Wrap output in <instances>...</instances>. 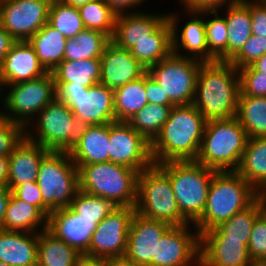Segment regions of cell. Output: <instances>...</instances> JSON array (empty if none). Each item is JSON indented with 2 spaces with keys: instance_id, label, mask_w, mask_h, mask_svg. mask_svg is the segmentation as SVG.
Instances as JSON below:
<instances>
[{
  "instance_id": "obj_54",
  "label": "cell",
  "mask_w": 266,
  "mask_h": 266,
  "mask_svg": "<svg viewBox=\"0 0 266 266\" xmlns=\"http://www.w3.org/2000/svg\"><path fill=\"white\" fill-rule=\"evenodd\" d=\"M77 266H109V259L91 258L82 255Z\"/></svg>"
},
{
  "instance_id": "obj_35",
  "label": "cell",
  "mask_w": 266,
  "mask_h": 266,
  "mask_svg": "<svg viewBox=\"0 0 266 266\" xmlns=\"http://www.w3.org/2000/svg\"><path fill=\"white\" fill-rule=\"evenodd\" d=\"M146 104L145 74L114 90L116 121L128 122Z\"/></svg>"
},
{
  "instance_id": "obj_16",
  "label": "cell",
  "mask_w": 266,
  "mask_h": 266,
  "mask_svg": "<svg viewBox=\"0 0 266 266\" xmlns=\"http://www.w3.org/2000/svg\"><path fill=\"white\" fill-rule=\"evenodd\" d=\"M190 227V224L171 226L163 234L157 243L153 266H200V234Z\"/></svg>"
},
{
  "instance_id": "obj_32",
  "label": "cell",
  "mask_w": 266,
  "mask_h": 266,
  "mask_svg": "<svg viewBox=\"0 0 266 266\" xmlns=\"http://www.w3.org/2000/svg\"><path fill=\"white\" fill-rule=\"evenodd\" d=\"M236 172L256 191L266 181V137L248 138Z\"/></svg>"
},
{
  "instance_id": "obj_60",
  "label": "cell",
  "mask_w": 266,
  "mask_h": 266,
  "mask_svg": "<svg viewBox=\"0 0 266 266\" xmlns=\"http://www.w3.org/2000/svg\"><path fill=\"white\" fill-rule=\"evenodd\" d=\"M260 211L266 217V202L260 201Z\"/></svg>"
},
{
  "instance_id": "obj_5",
  "label": "cell",
  "mask_w": 266,
  "mask_h": 266,
  "mask_svg": "<svg viewBox=\"0 0 266 266\" xmlns=\"http://www.w3.org/2000/svg\"><path fill=\"white\" fill-rule=\"evenodd\" d=\"M36 116L34 118L37 119H33L25 127V137L49 151L70 152L90 126L75 117L71 109L56 97ZM33 122H37L34 123L37 137L28 128L30 125L35 127L32 126Z\"/></svg>"
},
{
  "instance_id": "obj_36",
  "label": "cell",
  "mask_w": 266,
  "mask_h": 266,
  "mask_svg": "<svg viewBox=\"0 0 266 266\" xmlns=\"http://www.w3.org/2000/svg\"><path fill=\"white\" fill-rule=\"evenodd\" d=\"M260 213V201L256 199L244 210L200 236H227V239L243 240V244L248 246L253 223Z\"/></svg>"
},
{
  "instance_id": "obj_8",
  "label": "cell",
  "mask_w": 266,
  "mask_h": 266,
  "mask_svg": "<svg viewBox=\"0 0 266 266\" xmlns=\"http://www.w3.org/2000/svg\"><path fill=\"white\" fill-rule=\"evenodd\" d=\"M136 213L171 226L190 224L180 213L170 178L156 165L138 175Z\"/></svg>"
},
{
  "instance_id": "obj_33",
  "label": "cell",
  "mask_w": 266,
  "mask_h": 266,
  "mask_svg": "<svg viewBox=\"0 0 266 266\" xmlns=\"http://www.w3.org/2000/svg\"><path fill=\"white\" fill-rule=\"evenodd\" d=\"M55 84L93 86L100 81V59L63 60L52 72Z\"/></svg>"
},
{
  "instance_id": "obj_42",
  "label": "cell",
  "mask_w": 266,
  "mask_h": 266,
  "mask_svg": "<svg viewBox=\"0 0 266 266\" xmlns=\"http://www.w3.org/2000/svg\"><path fill=\"white\" fill-rule=\"evenodd\" d=\"M218 10H209L212 19L205 21L206 43L209 54L217 61H227V25Z\"/></svg>"
},
{
  "instance_id": "obj_38",
  "label": "cell",
  "mask_w": 266,
  "mask_h": 266,
  "mask_svg": "<svg viewBox=\"0 0 266 266\" xmlns=\"http://www.w3.org/2000/svg\"><path fill=\"white\" fill-rule=\"evenodd\" d=\"M172 107L148 103L128 123L149 143H152L168 120Z\"/></svg>"
},
{
  "instance_id": "obj_9",
  "label": "cell",
  "mask_w": 266,
  "mask_h": 266,
  "mask_svg": "<svg viewBox=\"0 0 266 266\" xmlns=\"http://www.w3.org/2000/svg\"><path fill=\"white\" fill-rule=\"evenodd\" d=\"M36 182L51 211L65 209L79 190V169L69 152L50 151L40 163Z\"/></svg>"
},
{
  "instance_id": "obj_12",
  "label": "cell",
  "mask_w": 266,
  "mask_h": 266,
  "mask_svg": "<svg viewBox=\"0 0 266 266\" xmlns=\"http://www.w3.org/2000/svg\"><path fill=\"white\" fill-rule=\"evenodd\" d=\"M201 63L198 60L171 53L167 58L147 69L148 74L160 85L175 105L193 104L196 82Z\"/></svg>"
},
{
  "instance_id": "obj_53",
  "label": "cell",
  "mask_w": 266,
  "mask_h": 266,
  "mask_svg": "<svg viewBox=\"0 0 266 266\" xmlns=\"http://www.w3.org/2000/svg\"><path fill=\"white\" fill-rule=\"evenodd\" d=\"M12 191L8 187H0V229L4 222L5 212L7 210V204L11 197Z\"/></svg>"
},
{
  "instance_id": "obj_4",
  "label": "cell",
  "mask_w": 266,
  "mask_h": 266,
  "mask_svg": "<svg viewBox=\"0 0 266 266\" xmlns=\"http://www.w3.org/2000/svg\"><path fill=\"white\" fill-rule=\"evenodd\" d=\"M248 141L236 116L206 121L196 162L215 171H236Z\"/></svg>"
},
{
  "instance_id": "obj_25",
  "label": "cell",
  "mask_w": 266,
  "mask_h": 266,
  "mask_svg": "<svg viewBox=\"0 0 266 266\" xmlns=\"http://www.w3.org/2000/svg\"><path fill=\"white\" fill-rule=\"evenodd\" d=\"M38 233L0 229V261L11 266H37Z\"/></svg>"
},
{
  "instance_id": "obj_48",
  "label": "cell",
  "mask_w": 266,
  "mask_h": 266,
  "mask_svg": "<svg viewBox=\"0 0 266 266\" xmlns=\"http://www.w3.org/2000/svg\"><path fill=\"white\" fill-rule=\"evenodd\" d=\"M252 35L266 37V2L250 1Z\"/></svg>"
},
{
  "instance_id": "obj_44",
  "label": "cell",
  "mask_w": 266,
  "mask_h": 266,
  "mask_svg": "<svg viewBox=\"0 0 266 266\" xmlns=\"http://www.w3.org/2000/svg\"><path fill=\"white\" fill-rule=\"evenodd\" d=\"M248 253L252 263H266V217L262 213L253 223Z\"/></svg>"
},
{
  "instance_id": "obj_3",
  "label": "cell",
  "mask_w": 266,
  "mask_h": 266,
  "mask_svg": "<svg viewBox=\"0 0 266 266\" xmlns=\"http://www.w3.org/2000/svg\"><path fill=\"white\" fill-rule=\"evenodd\" d=\"M256 199L257 191L236 171H216L209 186L205 209L193 224L194 229L201 235L244 210Z\"/></svg>"
},
{
  "instance_id": "obj_51",
  "label": "cell",
  "mask_w": 266,
  "mask_h": 266,
  "mask_svg": "<svg viewBox=\"0 0 266 266\" xmlns=\"http://www.w3.org/2000/svg\"><path fill=\"white\" fill-rule=\"evenodd\" d=\"M108 5L111 11L117 15L127 14L132 9L134 13L140 12L135 11L134 8L140 6L145 0H103ZM136 6V7H135ZM129 9V10H128Z\"/></svg>"
},
{
  "instance_id": "obj_49",
  "label": "cell",
  "mask_w": 266,
  "mask_h": 266,
  "mask_svg": "<svg viewBox=\"0 0 266 266\" xmlns=\"http://www.w3.org/2000/svg\"><path fill=\"white\" fill-rule=\"evenodd\" d=\"M163 88L148 74L145 73V91L148 103L164 106H175L168 96H165Z\"/></svg>"
},
{
  "instance_id": "obj_61",
  "label": "cell",
  "mask_w": 266,
  "mask_h": 266,
  "mask_svg": "<svg viewBox=\"0 0 266 266\" xmlns=\"http://www.w3.org/2000/svg\"><path fill=\"white\" fill-rule=\"evenodd\" d=\"M5 86V83L3 82L2 78L0 77V95L2 94L4 89L3 87ZM2 90V91H1ZM1 97V96H0ZM1 110V109H0ZM3 111H0V116L2 115Z\"/></svg>"
},
{
  "instance_id": "obj_19",
  "label": "cell",
  "mask_w": 266,
  "mask_h": 266,
  "mask_svg": "<svg viewBox=\"0 0 266 266\" xmlns=\"http://www.w3.org/2000/svg\"><path fill=\"white\" fill-rule=\"evenodd\" d=\"M101 77L99 83L116 88L143 76L147 69L136 60L130 50L118 47L110 41L100 57Z\"/></svg>"
},
{
  "instance_id": "obj_55",
  "label": "cell",
  "mask_w": 266,
  "mask_h": 266,
  "mask_svg": "<svg viewBox=\"0 0 266 266\" xmlns=\"http://www.w3.org/2000/svg\"><path fill=\"white\" fill-rule=\"evenodd\" d=\"M9 158L0 156V187H7Z\"/></svg>"
},
{
  "instance_id": "obj_64",
  "label": "cell",
  "mask_w": 266,
  "mask_h": 266,
  "mask_svg": "<svg viewBox=\"0 0 266 266\" xmlns=\"http://www.w3.org/2000/svg\"><path fill=\"white\" fill-rule=\"evenodd\" d=\"M247 1H249V0H247ZM250 1H264V2H266V0H250Z\"/></svg>"
},
{
  "instance_id": "obj_63",
  "label": "cell",
  "mask_w": 266,
  "mask_h": 266,
  "mask_svg": "<svg viewBox=\"0 0 266 266\" xmlns=\"http://www.w3.org/2000/svg\"><path fill=\"white\" fill-rule=\"evenodd\" d=\"M0 266H11V265L0 261Z\"/></svg>"
},
{
  "instance_id": "obj_57",
  "label": "cell",
  "mask_w": 266,
  "mask_h": 266,
  "mask_svg": "<svg viewBox=\"0 0 266 266\" xmlns=\"http://www.w3.org/2000/svg\"><path fill=\"white\" fill-rule=\"evenodd\" d=\"M62 1H64L66 4L71 5L75 8H80L86 3L91 2L93 0H62Z\"/></svg>"
},
{
  "instance_id": "obj_18",
  "label": "cell",
  "mask_w": 266,
  "mask_h": 266,
  "mask_svg": "<svg viewBox=\"0 0 266 266\" xmlns=\"http://www.w3.org/2000/svg\"><path fill=\"white\" fill-rule=\"evenodd\" d=\"M185 12L190 14L191 20H188L187 23L185 22L183 28L181 27V33L177 28L179 27L177 21L180 16L170 12L167 13L172 26V53L181 57L192 58L202 63L216 61L209 54L206 43L205 20L207 15H209V10H185ZM180 47L185 50L186 53L184 55L183 53L181 54ZM187 53L189 54L186 55Z\"/></svg>"
},
{
  "instance_id": "obj_26",
  "label": "cell",
  "mask_w": 266,
  "mask_h": 266,
  "mask_svg": "<svg viewBox=\"0 0 266 266\" xmlns=\"http://www.w3.org/2000/svg\"><path fill=\"white\" fill-rule=\"evenodd\" d=\"M110 123L90 125L81 140L69 152L80 169L83 165L109 162Z\"/></svg>"
},
{
  "instance_id": "obj_1",
  "label": "cell",
  "mask_w": 266,
  "mask_h": 266,
  "mask_svg": "<svg viewBox=\"0 0 266 266\" xmlns=\"http://www.w3.org/2000/svg\"><path fill=\"white\" fill-rule=\"evenodd\" d=\"M206 120L193 104L173 106L168 120L151 143L154 164L195 161Z\"/></svg>"
},
{
  "instance_id": "obj_15",
  "label": "cell",
  "mask_w": 266,
  "mask_h": 266,
  "mask_svg": "<svg viewBox=\"0 0 266 266\" xmlns=\"http://www.w3.org/2000/svg\"><path fill=\"white\" fill-rule=\"evenodd\" d=\"M109 162L137 170L151 167V143L126 121L110 123Z\"/></svg>"
},
{
  "instance_id": "obj_58",
  "label": "cell",
  "mask_w": 266,
  "mask_h": 266,
  "mask_svg": "<svg viewBox=\"0 0 266 266\" xmlns=\"http://www.w3.org/2000/svg\"><path fill=\"white\" fill-rule=\"evenodd\" d=\"M257 199L259 201L266 202V181L264 184L257 190Z\"/></svg>"
},
{
  "instance_id": "obj_17",
  "label": "cell",
  "mask_w": 266,
  "mask_h": 266,
  "mask_svg": "<svg viewBox=\"0 0 266 266\" xmlns=\"http://www.w3.org/2000/svg\"><path fill=\"white\" fill-rule=\"evenodd\" d=\"M170 227L171 225L166 222L135 213L128 233L126 253L122 260L132 266H153L157 243Z\"/></svg>"
},
{
  "instance_id": "obj_27",
  "label": "cell",
  "mask_w": 266,
  "mask_h": 266,
  "mask_svg": "<svg viewBox=\"0 0 266 266\" xmlns=\"http://www.w3.org/2000/svg\"><path fill=\"white\" fill-rule=\"evenodd\" d=\"M132 56L146 69L172 53V26L167 17L150 35L130 49Z\"/></svg>"
},
{
  "instance_id": "obj_52",
  "label": "cell",
  "mask_w": 266,
  "mask_h": 266,
  "mask_svg": "<svg viewBox=\"0 0 266 266\" xmlns=\"http://www.w3.org/2000/svg\"><path fill=\"white\" fill-rule=\"evenodd\" d=\"M17 41L0 25V62Z\"/></svg>"
},
{
  "instance_id": "obj_14",
  "label": "cell",
  "mask_w": 266,
  "mask_h": 266,
  "mask_svg": "<svg viewBox=\"0 0 266 266\" xmlns=\"http://www.w3.org/2000/svg\"><path fill=\"white\" fill-rule=\"evenodd\" d=\"M51 1L0 0V25L16 41H27L48 22Z\"/></svg>"
},
{
  "instance_id": "obj_62",
  "label": "cell",
  "mask_w": 266,
  "mask_h": 266,
  "mask_svg": "<svg viewBox=\"0 0 266 266\" xmlns=\"http://www.w3.org/2000/svg\"><path fill=\"white\" fill-rule=\"evenodd\" d=\"M251 266H266V263H253Z\"/></svg>"
},
{
  "instance_id": "obj_39",
  "label": "cell",
  "mask_w": 266,
  "mask_h": 266,
  "mask_svg": "<svg viewBox=\"0 0 266 266\" xmlns=\"http://www.w3.org/2000/svg\"><path fill=\"white\" fill-rule=\"evenodd\" d=\"M48 23L67 39L74 38L85 29L79 8L68 5L62 0L51 1Z\"/></svg>"
},
{
  "instance_id": "obj_10",
  "label": "cell",
  "mask_w": 266,
  "mask_h": 266,
  "mask_svg": "<svg viewBox=\"0 0 266 266\" xmlns=\"http://www.w3.org/2000/svg\"><path fill=\"white\" fill-rule=\"evenodd\" d=\"M9 90L2 96V117L21 124L24 128L56 97L54 77L51 72L32 79L5 85Z\"/></svg>"
},
{
  "instance_id": "obj_28",
  "label": "cell",
  "mask_w": 266,
  "mask_h": 266,
  "mask_svg": "<svg viewBox=\"0 0 266 266\" xmlns=\"http://www.w3.org/2000/svg\"><path fill=\"white\" fill-rule=\"evenodd\" d=\"M48 217L35 205L18 199L13 193L7 204L3 230L39 233L47 228ZM42 225V226H41Z\"/></svg>"
},
{
  "instance_id": "obj_21",
  "label": "cell",
  "mask_w": 266,
  "mask_h": 266,
  "mask_svg": "<svg viewBox=\"0 0 266 266\" xmlns=\"http://www.w3.org/2000/svg\"><path fill=\"white\" fill-rule=\"evenodd\" d=\"M248 246L227 236H200V266H251Z\"/></svg>"
},
{
  "instance_id": "obj_29",
  "label": "cell",
  "mask_w": 266,
  "mask_h": 266,
  "mask_svg": "<svg viewBox=\"0 0 266 266\" xmlns=\"http://www.w3.org/2000/svg\"><path fill=\"white\" fill-rule=\"evenodd\" d=\"M224 18L227 25V61H229L252 35L249 1L240 0L225 6Z\"/></svg>"
},
{
  "instance_id": "obj_46",
  "label": "cell",
  "mask_w": 266,
  "mask_h": 266,
  "mask_svg": "<svg viewBox=\"0 0 266 266\" xmlns=\"http://www.w3.org/2000/svg\"><path fill=\"white\" fill-rule=\"evenodd\" d=\"M25 136V128L0 116V156H9Z\"/></svg>"
},
{
  "instance_id": "obj_23",
  "label": "cell",
  "mask_w": 266,
  "mask_h": 266,
  "mask_svg": "<svg viewBox=\"0 0 266 266\" xmlns=\"http://www.w3.org/2000/svg\"><path fill=\"white\" fill-rule=\"evenodd\" d=\"M50 151L25 136L16 145L9 158L7 187L12 191L17 185L35 182L40 163Z\"/></svg>"
},
{
  "instance_id": "obj_31",
  "label": "cell",
  "mask_w": 266,
  "mask_h": 266,
  "mask_svg": "<svg viewBox=\"0 0 266 266\" xmlns=\"http://www.w3.org/2000/svg\"><path fill=\"white\" fill-rule=\"evenodd\" d=\"M37 266H77L82 254L47 228L38 233Z\"/></svg>"
},
{
  "instance_id": "obj_22",
  "label": "cell",
  "mask_w": 266,
  "mask_h": 266,
  "mask_svg": "<svg viewBox=\"0 0 266 266\" xmlns=\"http://www.w3.org/2000/svg\"><path fill=\"white\" fill-rule=\"evenodd\" d=\"M46 73L28 41H17L0 62V77L5 85L30 81Z\"/></svg>"
},
{
  "instance_id": "obj_2",
  "label": "cell",
  "mask_w": 266,
  "mask_h": 266,
  "mask_svg": "<svg viewBox=\"0 0 266 266\" xmlns=\"http://www.w3.org/2000/svg\"><path fill=\"white\" fill-rule=\"evenodd\" d=\"M240 82L229 61L201 63L193 105L206 121L236 116Z\"/></svg>"
},
{
  "instance_id": "obj_45",
  "label": "cell",
  "mask_w": 266,
  "mask_h": 266,
  "mask_svg": "<svg viewBox=\"0 0 266 266\" xmlns=\"http://www.w3.org/2000/svg\"><path fill=\"white\" fill-rule=\"evenodd\" d=\"M266 53V37L251 35L242 48L229 60L237 69L252 64Z\"/></svg>"
},
{
  "instance_id": "obj_47",
  "label": "cell",
  "mask_w": 266,
  "mask_h": 266,
  "mask_svg": "<svg viewBox=\"0 0 266 266\" xmlns=\"http://www.w3.org/2000/svg\"><path fill=\"white\" fill-rule=\"evenodd\" d=\"M12 193L28 204L38 207L47 217L52 212L44 203L38 183L29 182L26 184L17 185Z\"/></svg>"
},
{
  "instance_id": "obj_11",
  "label": "cell",
  "mask_w": 266,
  "mask_h": 266,
  "mask_svg": "<svg viewBox=\"0 0 266 266\" xmlns=\"http://www.w3.org/2000/svg\"><path fill=\"white\" fill-rule=\"evenodd\" d=\"M55 88L56 98L65 103L75 117L89 125L116 122L114 90L106 85L55 84Z\"/></svg>"
},
{
  "instance_id": "obj_59",
  "label": "cell",
  "mask_w": 266,
  "mask_h": 266,
  "mask_svg": "<svg viewBox=\"0 0 266 266\" xmlns=\"http://www.w3.org/2000/svg\"><path fill=\"white\" fill-rule=\"evenodd\" d=\"M109 266H132L131 264H128L124 262L123 260H109Z\"/></svg>"
},
{
  "instance_id": "obj_6",
  "label": "cell",
  "mask_w": 266,
  "mask_h": 266,
  "mask_svg": "<svg viewBox=\"0 0 266 266\" xmlns=\"http://www.w3.org/2000/svg\"><path fill=\"white\" fill-rule=\"evenodd\" d=\"M156 165L170 178L181 215L194 224L205 209L209 186L216 171L196 161Z\"/></svg>"
},
{
  "instance_id": "obj_37",
  "label": "cell",
  "mask_w": 266,
  "mask_h": 266,
  "mask_svg": "<svg viewBox=\"0 0 266 266\" xmlns=\"http://www.w3.org/2000/svg\"><path fill=\"white\" fill-rule=\"evenodd\" d=\"M236 118L248 138L266 137V97L239 96Z\"/></svg>"
},
{
  "instance_id": "obj_41",
  "label": "cell",
  "mask_w": 266,
  "mask_h": 266,
  "mask_svg": "<svg viewBox=\"0 0 266 266\" xmlns=\"http://www.w3.org/2000/svg\"><path fill=\"white\" fill-rule=\"evenodd\" d=\"M117 207L118 206L109 199L87 194L80 189L77 191L70 205V208L76 214L84 216V218L91 220V223L96 224L101 222Z\"/></svg>"
},
{
  "instance_id": "obj_20",
  "label": "cell",
  "mask_w": 266,
  "mask_h": 266,
  "mask_svg": "<svg viewBox=\"0 0 266 266\" xmlns=\"http://www.w3.org/2000/svg\"><path fill=\"white\" fill-rule=\"evenodd\" d=\"M96 225L70 207L52 211L47 220V229L82 255L88 250Z\"/></svg>"
},
{
  "instance_id": "obj_34",
  "label": "cell",
  "mask_w": 266,
  "mask_h": 266,
  "mask_svg": "<svg viewBox=\"0 0 266 266\" xmlns=\"http://www.w3.org/2000/svg\"><path fill=\"white\" fill-rule=\"evenodd\" d=\"M111 39L104 33L84 29L74 38H68L65 44L64 60L81 61L100 59L105 46Z\"/></svg>"
},
{
  "instance_id": "obj_7",
  "label": "cell",
  "mask_w": 266,
  "mask_h": 266,
  "mask_svg": "<svg viewBox=\"0 0 266 266\" xmlns=\"http://www.w3.org/2000/svg\"><path fill=\"white\" fill-rule=\"evenodd\" d=\"M138 175L137 170L113 162L83 165L79 169V189L117 206L135 207Z\"/></svg>"
},
{
  "instance_id": "obj_50",
  "label": "cell",
  "mask_w": 266,
  "mask_h": 266,
  "mask_svg": "<svg viewBox=\"0 0 266 266\" xmlns=\"http://www.w3.org/2000/svg\"><path fill=\"white\" fill-rule=\"evenodd\" d=\"M240 0H181L185 10H218L224 5H230ZM228 2V3H227Z\"/></svg>"
},
{
  "instance_id": "obj_43",
  "label": "cell",
  "mask_w": 266,
  "mask_h": 266,
  "mask_svg": "<svg viewBox=\"0 0 266 266\" xmlns=\"http://www.w3.org/2000/svg\"><path fill=\"white\" fill-rule=\"evenodd\" d=\"M239 96L266 97V73L255 71L250 65L238 69Z\"/></svg>"
},
{
  "instance_id": "obj_56",
  "label": "cell",
  "mask_w": 266,
  "mask_h": 266,
  "mask_svg": "<svg viewBox=\"0 0 266 266\" xmlns=\"http://www.w3.org/2000/svg\"><path fill=\"white\" fill-rule=\"evenodd\" d=\"M250 66L260 73H266V53L259 59L255 60Z\"/></svg>"
},
{
  "instance_id": "obj_13",
  "label": "cell",
  "mask_w": 266,
  "mask_h": 266,
  "mask_svg": "<svg viewBox=\"0 0 266 266\" xmlns=\"http://www.w3.org/2000/svg\"><path fill=\"white\" fill-rule=\"evenodd\" d=\"M135 213V207L118 206L96 225L88 250L83 255L113 261L122 260Z\"/></svg>"
},
{
  "instance_id": "obj_40",
  "label": "cell",
  "mask_w": 266,
  "mask_h": 266,
  "mask_svg": "<svg viewBox=\"0 0 266 266\" xmlns=\"http://www.w3.org/2000/svg\"><path fill=\"white\" fill-rule=\"evenodd\" d=\"M79 11L85 29L96 30L112 38L116 15L103 0L88 2Z\"/></svg>"
},
{
  "instance_id": "obj_30",
  "label": "cell",
  "mask_w": 266,
  "mask_h": 266,
  "mask_svg": "<svg viewBox=\"0 0 266 266\" xmlns=\"http://www.w3.org/2000/svg\"><path fill=\"white\" fill-rule=\"evenodd\" d=\"M27 41L47 72H52L64 60L67 38L48 22Z\"/></svg>"
},
{
  "instance_id": "obj_24",
  "label": "cell",
  "mask_w": 266,
  "mask_h": 266,
  "mask_svg": "<svg viewBox=\"0 0 266 266\" xmlns=\"http://www.w3.org/2000/svg\"><path fill=\"white\" fill-rule=\"evenodd\" d=\"M164 14L130 12L117 15L111 41L118 47L130 50L138 41L149 35L168 17Z\"/></svg>"
}]
</instances>
